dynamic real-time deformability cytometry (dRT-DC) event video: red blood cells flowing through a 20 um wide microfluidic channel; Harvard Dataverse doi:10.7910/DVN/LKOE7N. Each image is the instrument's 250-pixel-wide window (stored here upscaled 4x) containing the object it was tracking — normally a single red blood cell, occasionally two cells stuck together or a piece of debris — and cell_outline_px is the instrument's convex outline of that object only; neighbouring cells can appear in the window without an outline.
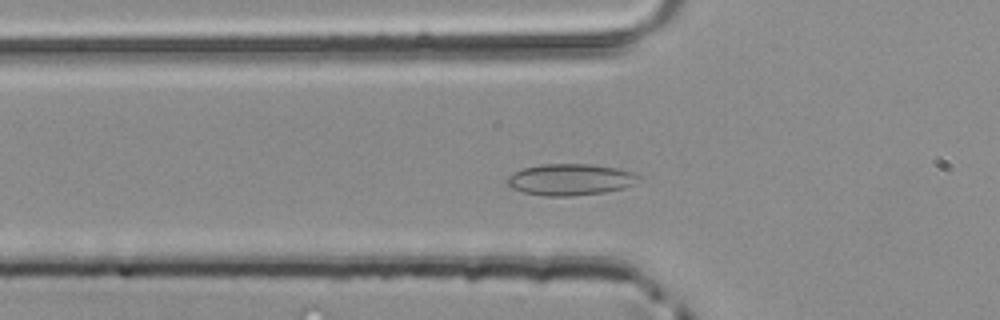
{"species": "common noctule bat (a hibernating species)", "species_latin": "Nyctalus noctula", "temperature_condition": "room temperature", "stored_images_in_passage": 45, "camera_frame_rate_fps": 3000, "um_per_image_px": 0.085, "animal": {"sex": "male", "body_mass_g": 20.4}, "frame": {"image": 1, "passage_image": 12, "time_ms": 3.667, "image_size_px": [1000, 320], "cell_outline_px": [[640, 176], [632, 184], [624, 188], [604, 192], [572, 196], [544, 196], [524, 192], [512, 188], [504, 180], [508, 176], [524, 168], [540, 164], [588, 164], [616, 168], [632, 172]], "centroid_in_image_um": [48.43, 15.26], "position_along_channel_um": 77.4, "area_um2": 23.87}}
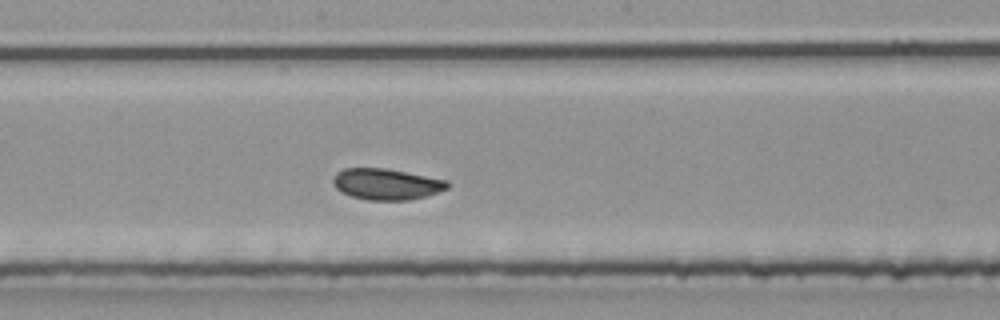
{"frame": {"image": 2, "passage_image": 22, "time_ms": 7.0, "image_size_px": [1000, 320], "cell_outline_px": [[452, 184], [448, 188], [428, 196], [408, 200], [368, 200], [352, 196], [340, 192], [336, 188], [332, 180], [336, 172], [344, 168], [384, 168], [448, 180]], "centroid_in_image_um": [32.86, 15.65], "position_along_channel_um": 215.3, "area_um2": 20.87}}
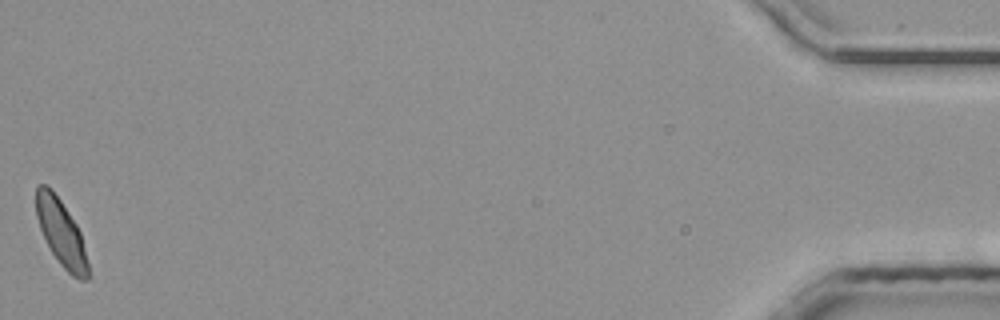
{"frame": {"image": 3, "passage_image": 45, "time_ms": 14.667, "image_size_px": [1000, 320], "cell_outline_px": [[88, 280], [80, 280], [72, 276], [60, 264], [52, 252], [40, 228], [36, 216], [36, 184], [44, 184], [52, 188], [76, 224], [80, 232], [88, 264]], "centroid_in_image_um": [5.19, 19.77], "position_along_channel_um": 430.0, "area_um2": 19.77}}